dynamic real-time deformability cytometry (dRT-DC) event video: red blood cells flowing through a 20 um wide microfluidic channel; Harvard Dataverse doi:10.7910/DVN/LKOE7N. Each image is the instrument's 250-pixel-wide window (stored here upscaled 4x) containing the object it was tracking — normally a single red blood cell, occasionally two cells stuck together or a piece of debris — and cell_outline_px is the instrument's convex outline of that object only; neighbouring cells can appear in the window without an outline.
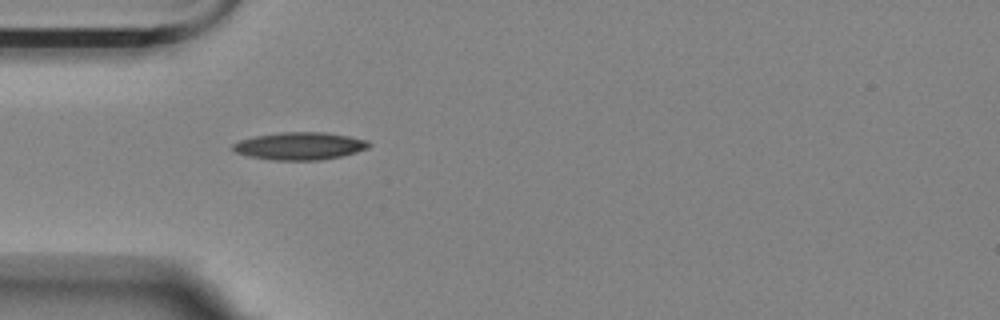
{"species": "Egyptian fruit bat (a non-hibernating species)", "species_latin": "Rousettus aegyptiacus", "temperature_condition": "room temperature", "stored_images_in_passage": 40, "camera_frame_rate_fps": 3000, "um_per_image_px": 0.085, "animal": {"sex": "female"}, "frame": {"image": 1, "passage_image": 1, "time_ms": 0.0, "image_size_px": [1000, 320], "cell_outline_px": [[372, 144], [368, 148], [356, 152], [340, 156], [320, 160], [272, 160], [248, 156], [236, 152], [232, 148], [232, 144], [240, 140], [256, 136], [280, 132], [324, 132], [348, 136], [368, 140]], "centroid_in_image_um": [25.49, 12.41], "position_along_channel_um": 59.5, "area_um2": 21.79}}
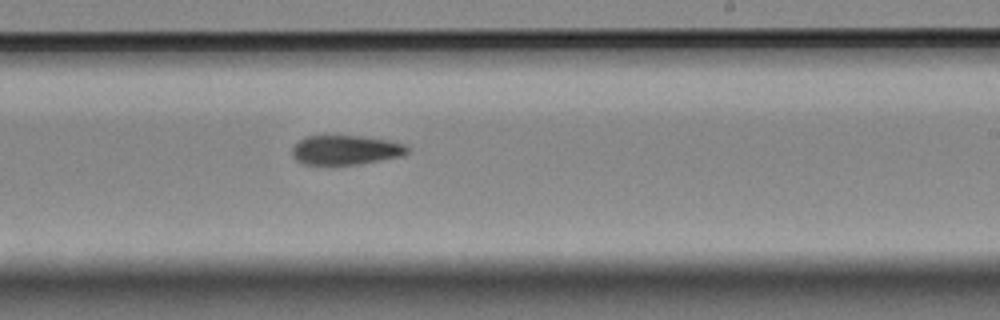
{"frame": {"image": 2, "passage_image": 18, "time_ms": 5.667, "image_size_px": [1000, 320], "cell_outline_px": [[408, 152], [400, 156], [380, 160], [332, 168], [304, 164], [296, 160], [292, 156], [292, 148], [300, 140], [308, 136], [360, 136], [388, 140], [404, 144], [408, 148]], "centroid_in_image_um": [29.32, 12.79], "position_along_channel_um": 259.7, "area_um2": 20.17}}
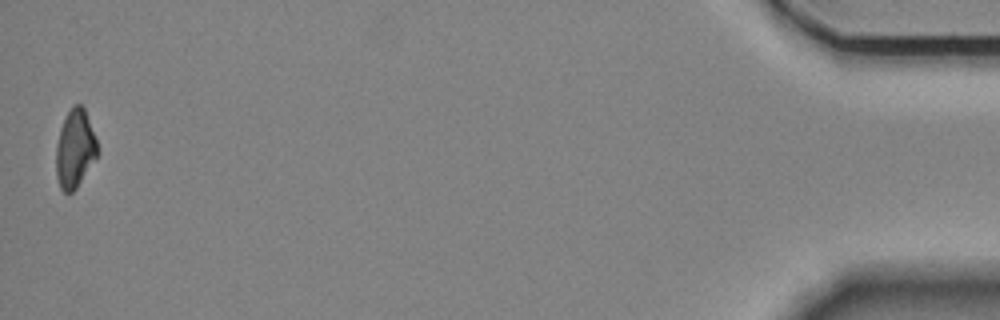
{"frame": {"image": 3, "passage_image": 40, "time_ms": 13.0, "image_size_px": [1000, 320], "cell_outline_px": [[100, 152], [76, 188], [72, 192], [64, 192], [60, 188], [56, 176], [56, 144], [60, 128], [72, 104], [80, 104], [84, 108], [96, 140]], "centroid_in_image_um": [6.36, 12.65], "position_along_channel_um": 428.8, "area_um2": 18.79}, "authors_computed_cell_mechanics": {"area_um2": 20.2011, "velocity_mm_per_s": 3.5561, "shape_relaxation_time_tau1_ms": 6.2923, "shape_relaxation_time_tau2_ms": null, "deformation_change_tau1": 0.1663, "deformation_change_tau2": null}}